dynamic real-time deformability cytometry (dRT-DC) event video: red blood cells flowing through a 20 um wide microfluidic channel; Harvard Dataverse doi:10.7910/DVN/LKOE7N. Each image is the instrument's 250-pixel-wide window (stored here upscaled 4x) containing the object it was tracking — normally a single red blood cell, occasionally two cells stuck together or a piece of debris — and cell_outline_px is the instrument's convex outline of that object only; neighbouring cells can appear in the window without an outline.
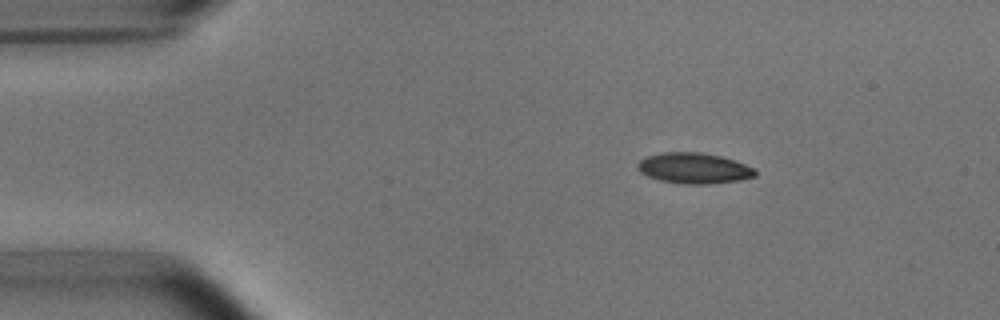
{"species": "common noctule bat (a hibernating species)", "species_latin": "Nyctalus noctula", "temperature_condition": "room temperature", "stored_images_in_passage": 45, "camera_frame_rate_fps": 3000, "um_per_image_px": 0.085, "animal": {"sex": "male", "body_mass_g": 15.6}, "frame": {"image": 1, "passage_image": 1, "time_ms": 0.0, "image_size_px": [1000, 320], "cell_outline_px": [[756, 176], [740, 180], [708, 184], [684, 184], [660, 180], [648, 176], [640, 172], [636, 168], [640, 160], [648, 156], [664, 152], [700, 152], [720, 156], [756, 168]], "centroid_in_image_um": [58.99, 14.3], "position_along_channel_um": 26.0, "area_um2": 20.92}}
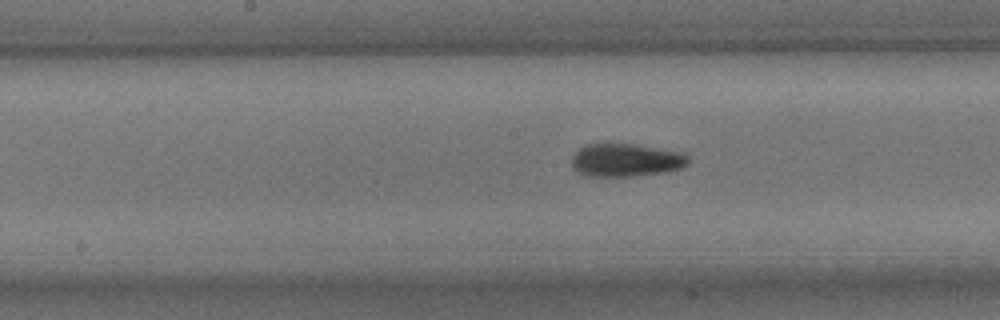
{"frame": {"image": 2, "passage_image": 19, "time_ms": 6.0, "image_size_px": [1000, 320], "cell_outline_px": [[688, 164], [680, 168], [664, 172], [628, 176], [588, 176], [572, 168], [572, 156], [584, 144], [632, 144], [684, 152], [688, 156]], "centroid_in_image_um": [53.2, 13.6], "position_along_channel_um": 195.0, "area_um2": 22.25}}
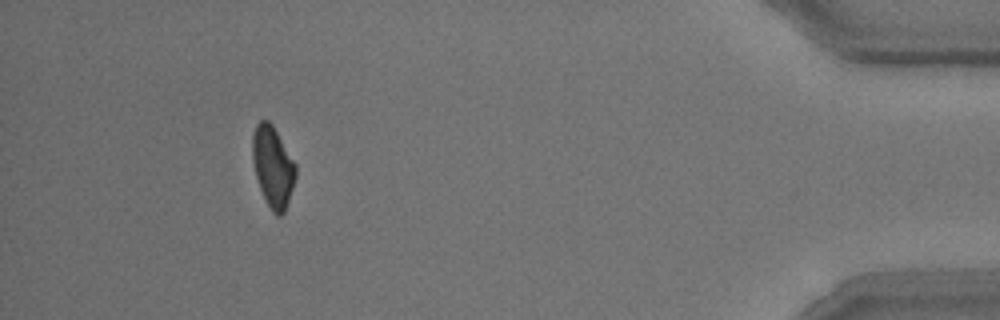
{"frame": {"image": 3, "passage_image": 41, "time_ms": 13.333, "image_size_px": [1000, 320], "cell_outline_px": [[296, 176], [284, 212], [280, 216], [276, 216], [272, 212], [260, 188], [256, 176], [252, 160], [252, 136], [256, 124], [260, 120], [268, 120], [272, 124], [296, 164]], "centroid_in_image_um": [23.18, 14.14], "position_along_channel_um": 412.0, "area_um2": 20.17}, "authors_computed_cell_mechanics": {"area_um2": 21.2704, "velocity_mm_per_s": 3.7912, "shape_relaxation_time_tau1_ms": 4.4137, "shape_relaxation_time_tau2_ms": 3.7836, "deformation_change_tau1": 0.1297, "deformation_change_tau2": 0.0858}}